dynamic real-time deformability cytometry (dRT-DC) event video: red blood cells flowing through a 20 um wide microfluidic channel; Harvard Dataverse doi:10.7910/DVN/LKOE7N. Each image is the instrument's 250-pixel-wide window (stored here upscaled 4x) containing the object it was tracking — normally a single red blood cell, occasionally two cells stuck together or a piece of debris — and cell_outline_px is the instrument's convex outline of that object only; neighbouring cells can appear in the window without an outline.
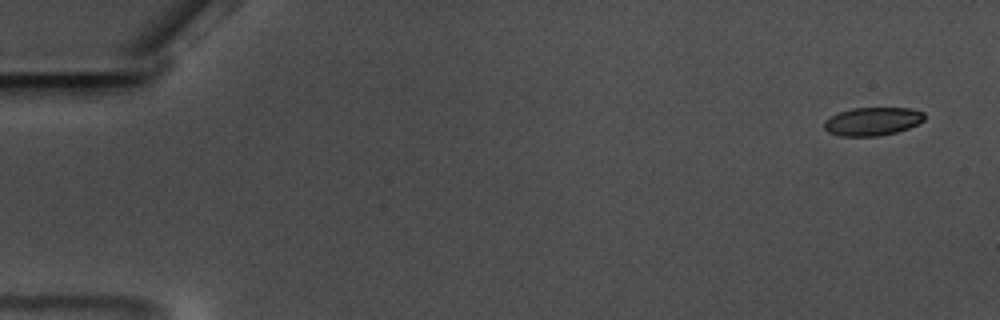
{"species": "common noctule bat (a hibernating species)", "species_latin": "Nyctalus noctula", "temperature_condition": "warm", "stored_images_in_passage": 59, "camera_frame_rate_fps": 3000, "um_per_image_px": 0.085, "animal": {"sex": "male", "body_mass_g": 17.5, "forearm_length_mm": 52.3}, "frame": {"image": 1, "passage_image": 3, "time_ms": 0.667, "image_size_px": [1000, 320], "cell_outline_px": [[924, 120], [908, 128], [896, 132], [880, 136], [840, 136], [828, 132], [824, 128], [824, 120], [840, 112], [852, 108], [912, 108], [924, 112]], "centroid_in_image_um": [74.16, 10.32], "position_along_channel_um": 10.8, "area_um2": 16.47}}
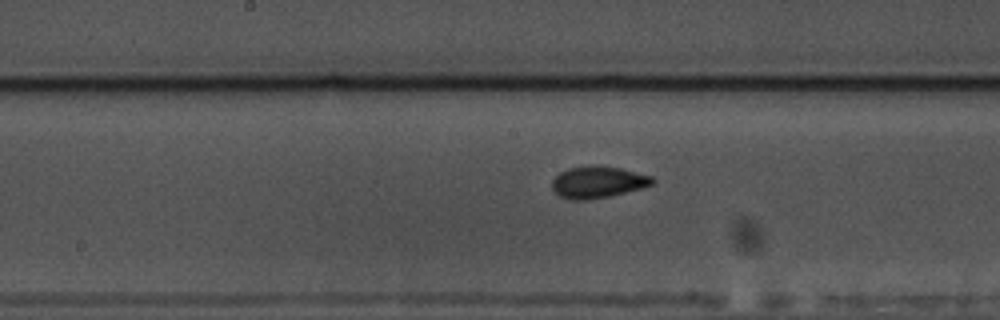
{"frame": {"image": 2, "passage_image": 31, "time_ms": 10.0, "image_size_px": [1000, 320], "cell_outline_px": [[656, 180], [652, 184], [640, 188], [608, 196], [584, 200], [568, 200], [560, 196], [552, 188], [552, 180], [560, 172], [568, 168], [592, 164], [600, 164], [620, 168], [652, 176]], "centroid_in_image_um": [50.79, 15.45], "position_along_channel_um": 197.4, "area_um2": 18.61}}
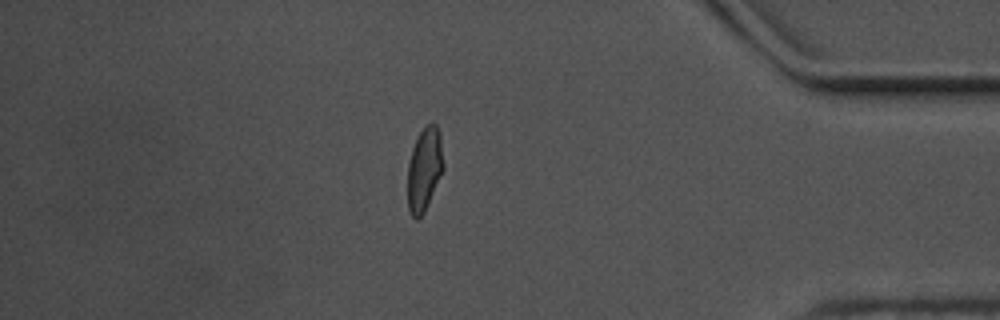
{"frame": {"image": 3, "passage_image": 51, "time_ms": 16.667, "image_size_px": [1000, 320], "cell_outline_px": [[444, 168], [424, 212], [416, 220], [408, 212], [408, 164], [412, 148], [424, 124], [432, 120], [436, 124], [440, 132], [444, 164]], "centroid_in_image_um": [36.08, 14.32], "position_along_channel_um": 399.1, "area_um2": 17.57}, "authors_computed_cell_mechanics": {"area_um2": 17.4556, "velocity_mm_per_s": 3.5161, "shape_relaxation_time_tau1_ms": 7.6717, "shape_relaxation_time_tau2_ms": 1.1818, "deformation_change_tau1": 0.1631, "deformation_change_tau2": 0.0598}}